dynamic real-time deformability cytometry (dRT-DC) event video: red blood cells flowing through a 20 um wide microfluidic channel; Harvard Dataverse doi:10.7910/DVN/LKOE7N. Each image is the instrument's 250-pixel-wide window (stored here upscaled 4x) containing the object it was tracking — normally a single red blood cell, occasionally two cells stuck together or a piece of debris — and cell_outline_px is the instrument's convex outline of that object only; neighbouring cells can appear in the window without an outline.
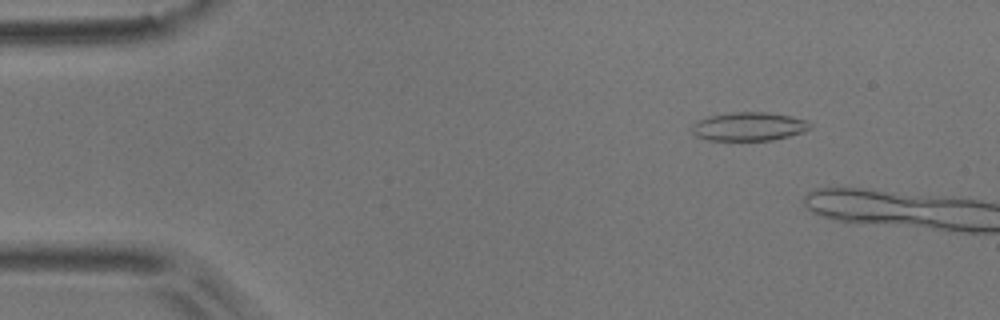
{"species": "common noctule bat (a hibernating species)", "species_latin": "Nyctalus noctula", "temperature_condition": "room temperature", "stored_images_in_passage": 4, "camera_frame_rate_fps": 3000, "um_per_image_px": 0.085, "animal": {"sex": "male", "body_mass_g": 17.9}, "frame": {"image": 1, "passage_image": 2, "time_ms": 0.333, "image_size_px": [1000, 320], "cell_outline_px": [[812, 128], [804, 132], [772, 140], [708, 140], [696, 136], [692, 132], [692, 124], [696, 120], [708, 116], [736, 112], [764, 112], [792, 116], [808, 120], [812, 124]], "centroid_in_image_um": [63.67, 10.75], "position_along_channel_um": 21.3, "area_um2": 19.83}}